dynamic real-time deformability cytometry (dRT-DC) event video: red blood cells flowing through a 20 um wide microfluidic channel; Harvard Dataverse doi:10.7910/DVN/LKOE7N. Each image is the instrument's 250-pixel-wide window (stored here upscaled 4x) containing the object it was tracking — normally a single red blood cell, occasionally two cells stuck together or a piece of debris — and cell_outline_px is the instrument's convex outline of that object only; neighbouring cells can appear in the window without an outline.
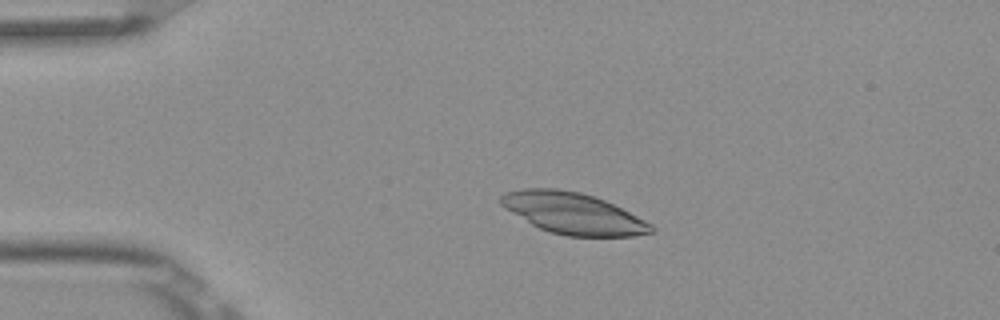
{"species": "Egyptian fruit bat (a non-hibernating species)", "species_latin": "Rousettus aegyptiacus", "temperature_condition": "room temperature", "stored_images_in_passage": 5, "camera_frame_rate_fps": 3000, "um_per_image_px": 0.085, "frame": {"image": 1, "passage_image": 3, "time_ms": 0.667, "image_size_px": [1000, 320], "cell_outline_px": [[656, 232], [632, 236], [568, 236], [548, 232], [532, 224], [504, 208], [500, 204], [500, 196], [504, 192], [524, 188], [556, 188], [580, 192], [604, 200], [652, 224], [656, 228]], "centroid_in_image_um": [48.69, 18.13], "position_along_channel_um": 36.3, "area_um2": 36.01}}